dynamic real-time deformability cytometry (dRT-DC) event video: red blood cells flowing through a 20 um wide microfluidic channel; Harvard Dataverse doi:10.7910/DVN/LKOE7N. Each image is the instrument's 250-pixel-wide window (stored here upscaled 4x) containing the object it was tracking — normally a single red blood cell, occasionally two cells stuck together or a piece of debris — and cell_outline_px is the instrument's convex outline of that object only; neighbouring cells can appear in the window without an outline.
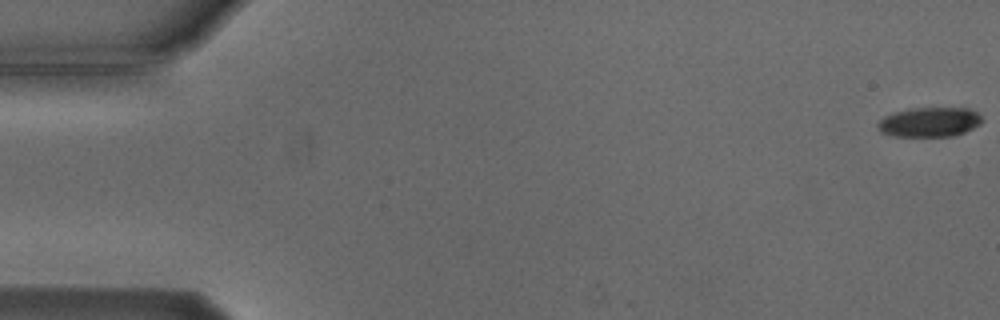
{"species": "Egyptian fruit bat (a non-hibernating species)", "species_latin": "Rousettus aegyptiacus", "temperature_condition": "cold", "stored_images_in_passage": 5, "camera_frame_rate_fps": 3000, "um_per_image_px": 0.085, "animal": {"sex": "male"}, "frame": {"image": 1, "passage_image": 1, "time_ms": 0.0, "image_size_px": [1000, 320], "cell_outline_px": [[984, 120], [980, 124], [964, 132], [952, 136], [896, 136], [880, 132], [880, 120], [884, 116], [896, 112], [912, 108], [968, 108], [976, 112]], "centroid_in_image_um": [79.05, 10.37], "position_along_channel_um": 6.0, "area_um2": 17.69}}
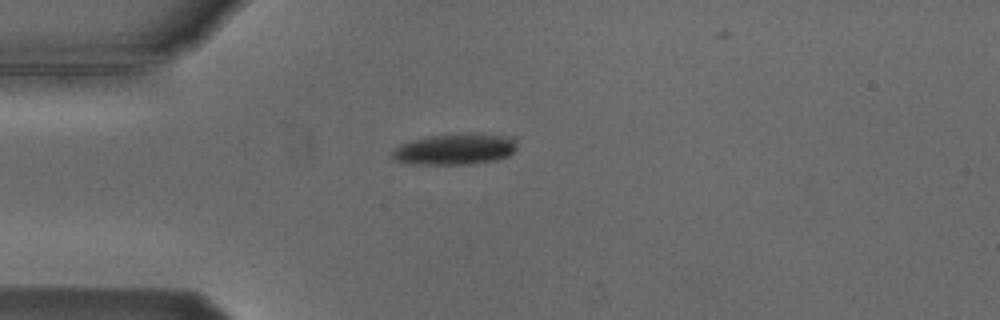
{"frame": {"image": 2, "passage_image": 5, "time_ms": 4.667, "image_size_px": [1000, 320], "cell_outline_px": [[516, 148], [508, 156], [496, 160], [468, 164], [412, 164], [392, 160], [392, 152], [400, 144], [412, 140], [428, 136], [496, 136], [512, 140], [516, 144]], "centroid_in_image_um": [38.54, 12.75], "position_along_channel_um": 46.5, "area_um2": 21.33}}